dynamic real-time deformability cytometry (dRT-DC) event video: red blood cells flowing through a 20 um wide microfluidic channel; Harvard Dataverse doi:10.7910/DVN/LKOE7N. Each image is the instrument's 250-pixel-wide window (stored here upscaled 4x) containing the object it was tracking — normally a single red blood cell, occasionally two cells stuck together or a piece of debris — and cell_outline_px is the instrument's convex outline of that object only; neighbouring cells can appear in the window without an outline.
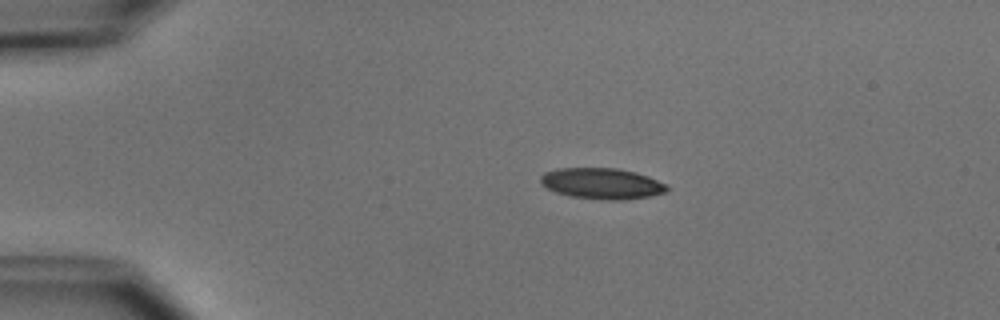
{"species": "common noctule bat (a hibernating species)", "species_latin": "Nyctalus noctula", "temperature_condition": "cold", "stored_images_in_passage": 4, "camera_frame_rate_fps": 3000, "um_per_image_px": 0.085, "animal": {"sex": "male", "body_mass_g": 15.6}, "frame": {"image": 1, "passage_image": 1, "time_ms": 0.0, "image_size_px": [1000, 320], "cell_outline_px": [[668, 192], [652, 196], [624, 200], [600, 200], [568, 196], [556, 192], [540, 184], [540, 176], [544, 172], [556, 168], [616, 168], [636, 172], [648, 176], [664, 184], [668, 188]], "centroid_in_image_um": [51.14, 15.61], "position_along_channel_um": 33.9, "area_um2": 23.06}}